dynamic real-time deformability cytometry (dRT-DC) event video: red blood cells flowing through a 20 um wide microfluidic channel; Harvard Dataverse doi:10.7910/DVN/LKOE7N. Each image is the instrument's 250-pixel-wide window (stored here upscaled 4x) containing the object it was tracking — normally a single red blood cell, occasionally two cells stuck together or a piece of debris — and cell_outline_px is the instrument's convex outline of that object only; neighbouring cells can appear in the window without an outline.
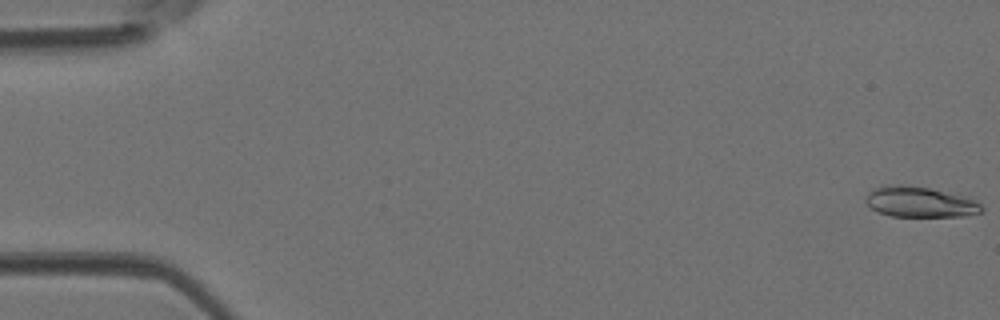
{"species": "Egyptian fruit bat (a non-hibernating species)", "species_latin": "Rousettus aegyptiacus", "temperature_condition": "room temperature", "stored_images_in_passage": 13, "camera_frame_rate_fps": 3000, "um_per_image_px": 0.085, "animal": {"sex": "female"}, "frame": {"image": 1, "passage_image": 1, "time_ms": 0.0, "image_size_px": [1000, 320], "cell_outline_px": [[984, 212], [964, 216], [892, 216], [876, 212], [864, 200], [868, 192], [876, 188], [900, 184], [928, 188], [976, 200], [984, 208]], "centroid_in_image_um": [78.2, 17.19], "position_along_channel_um": 6.8, "area_um2": 20.29}}